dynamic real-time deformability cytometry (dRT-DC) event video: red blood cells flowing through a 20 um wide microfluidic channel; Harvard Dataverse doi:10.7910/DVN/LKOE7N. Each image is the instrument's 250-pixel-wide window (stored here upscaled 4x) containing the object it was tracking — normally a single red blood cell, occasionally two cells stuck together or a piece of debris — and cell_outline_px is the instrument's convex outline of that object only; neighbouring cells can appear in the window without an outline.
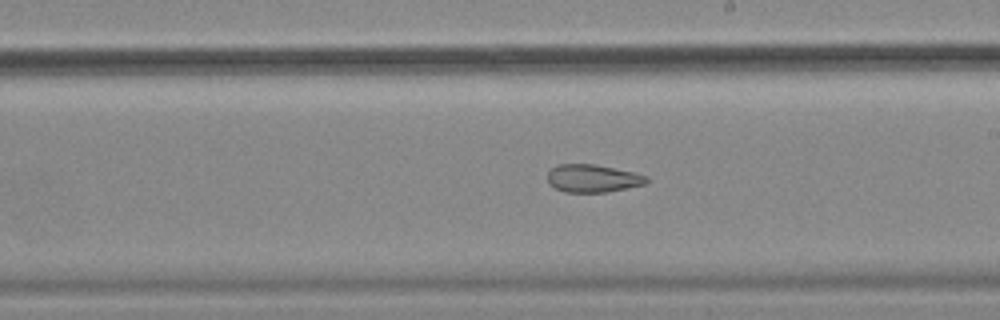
{"species": "common noctule bat (a hibernating species)", "species_latin": "Nyctalus noctula", "temperature_condition": "cold", "stored_images_in_passage": 32, "camera_frame_rate_fps": 3000, "um_per_image_px": 0.085, "animal": {"sex": "female", "body_mass_g": 18.4}, "frame": {"image": 1, "passage_image": 19, "time_ms": 6.0, "image_size_px": [1000, 320], "cell_outline_px": [[648, 180], [644, 184], [608, 192], [564, 192], [548, 184], [548, 172], [552, 168], [560, 164], [596, 164], [632, 172], [648, 176]], "centroid_in_image_um": [50.36, 15.16], "position_along_channel_um": 238.6, "area_um2": 15.95}}